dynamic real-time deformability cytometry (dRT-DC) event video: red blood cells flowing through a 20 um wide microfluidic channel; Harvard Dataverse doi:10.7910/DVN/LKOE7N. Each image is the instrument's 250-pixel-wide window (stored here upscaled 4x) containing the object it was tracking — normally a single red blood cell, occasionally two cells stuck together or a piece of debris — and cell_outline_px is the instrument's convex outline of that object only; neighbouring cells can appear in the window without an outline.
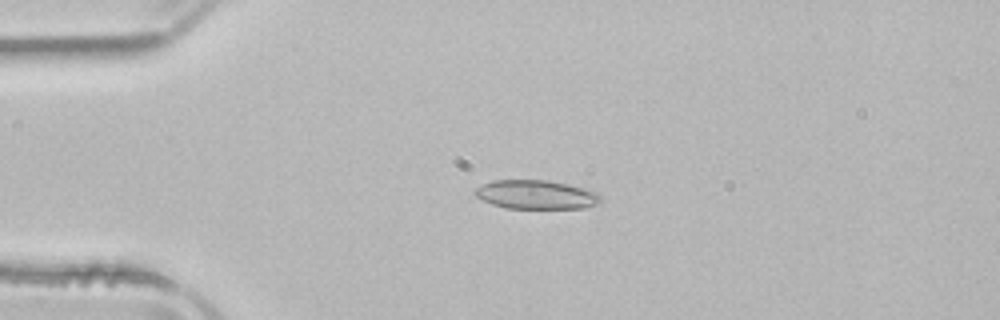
{"species": "common noctule bat (a hibernating species)", "species_latin": "Nyctalus noctula", "temperature_condition": "room temperature", "stored_images_in_passage": 51, "camera_frame_rate_fps": 3000, "um_per_image_px": 0.085, "animal": {"sex": "male", "body_mass_g": 21.5, "forearm_length_mm": 52.0}, "frame": {"image": 1, "passage_image": 11, "time_ms": 3.333, "image_size_px": [1000, 320], "cell_outline_px": [[600, 200], [588, 208], [508, 208], [492, 204], [476, 196], [472, 192], [476, 188], [492, 180], [548, 180], [568, 184], [584, 188], [596, 192], [600, 196]], "centroid_in_image_um": [45.55, 16.53], "position_along_channel_um": 39.4, "area_um2": 20.98}}
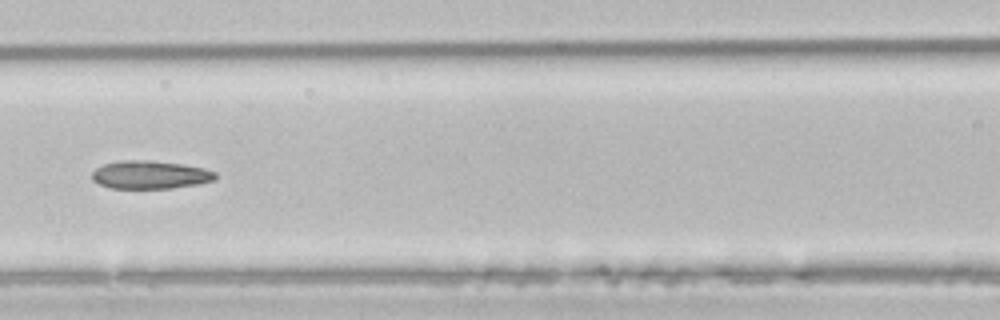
{"frame": {"image": 2, "passage_image": 22, "time_ms": 7.0, "image_size_px": [1000, 320], "cell_outline_px": [[216, 180], [196, 184], [172, 188], [112, 188], [100, 184], [92, 180], [92, 172], [96, 168], [104, 164], [124, 160], [152, 160], [184, 164], [204, 168], [216, 172]], "centroid_in_image_um": [12.78, 14.85], "position_along_channel_um": 153.8, "area_um2": 20.23}}
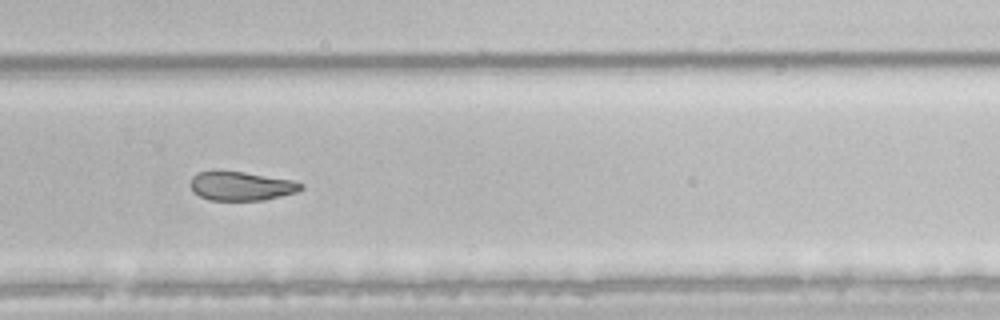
{"frame": {"image": 3, "passage_image": 34, "time_ms": 11.0, "image_size_px": [1000, 320], "cell_outline_px": [[304, 188], [296, 192], [264, 200], [208, 200], [192, 192], [192, 176], [200, 172], [244, 172], [292, 180], [304, 184]], "centroid_in_image_um": [20.53, 15.83], "position_along_channel_um": 309.3, "area_um2": 18.32}, "authors_computed_cell_mechanics": {"area_um2": 21.097, "velocity_mm_per_s": 3.9071, "shape_relaxation_time_tau1_ms": null, "shape_relaxation_time_tau2_ms": 4.2344, "deformation_change_tau1": null, "deformation_change_tau2": 0.0971}}